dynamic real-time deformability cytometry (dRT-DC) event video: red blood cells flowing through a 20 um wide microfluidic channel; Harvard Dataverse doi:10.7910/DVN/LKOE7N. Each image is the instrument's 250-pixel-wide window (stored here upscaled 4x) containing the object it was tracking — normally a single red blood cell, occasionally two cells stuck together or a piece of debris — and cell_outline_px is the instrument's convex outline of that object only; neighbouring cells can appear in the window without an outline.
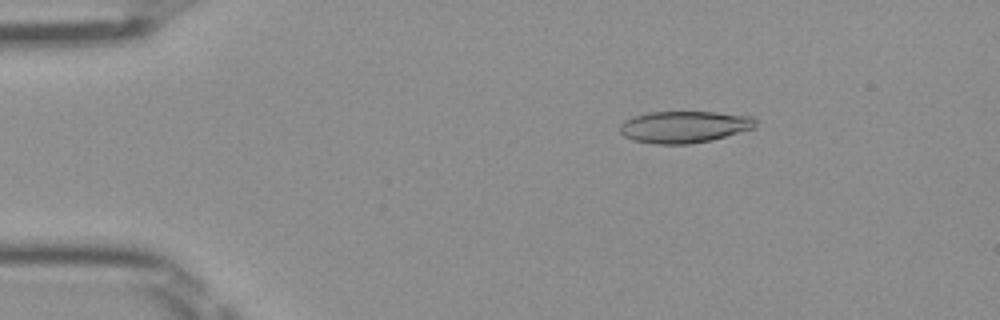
{"species": "Egyptian fruit bat (a non-hibernating species)", "species_latin": "Rousettus aegyptiacus", "temperature_condition": "room temperature", "stored_images_in_passage": 50, "camera_frame_rate_fps": 3000, "um_per_image_px": 0.085, "frame": {"image": 1, "passage_image": 8, "time_ms": 2.333, "image_size_px": [1000, 320], "cell_outline_px": [[756, 128], [712, 140], [688, 144], [656, 144], [632, 140], [624, 136], [620, 132], [620, 124], [624, 120], [648, 112], [716, 112], [752, 116], [756, 120]], "centroid_in_image_um": [58.18, 10.78], "position_along_channel_um": 26.8, "area_um2": 25.26}}
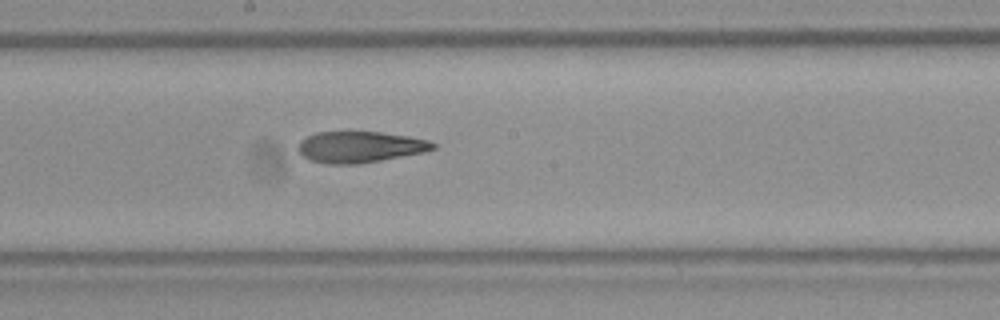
{"frame": {"image": 2, "passage_image": 27, "time_ms": 8.667, "image_size_px": [1000, 320], "cell_outline_px": [[436, 148], [424, 152], [380, 160], [356, 164], [328, 164], [308, 160], [296, 148], [300, 140], [316, 132], [380, 132], [408, 136], [428, 140], [436, 144]], "centroid_in_image_um": [30.57, 12.49], "position_along_channel_um": 217.6, "area_um2": 24.45}}
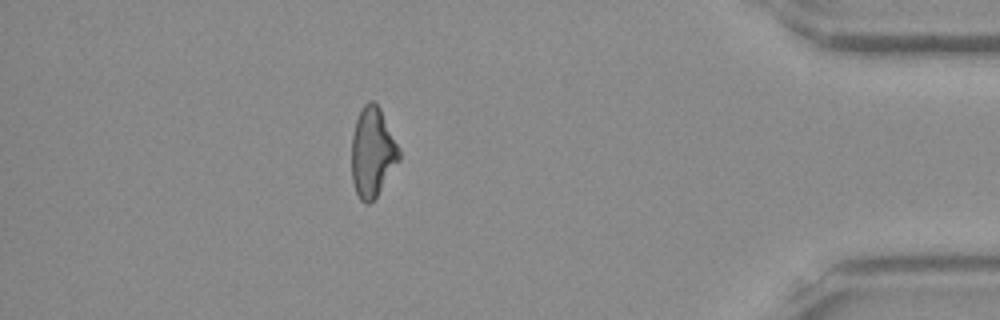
{"frame": {"image": 3, "passage_image": 44, "time_ms": 14.333, "image_size_px": [1000, 320], "cell_outline_px": [[400, 160], [376, 196], [368, 204], [364, 204], [360, 200], [356, 192], [352, 180], [352, 136], [356, 120], [360, 108], [368, 100], [372, 100], [380, 108], [400, 148]], "centroid_in_image_um": [31.66, 12.92], "position_along_channel_um": 403.5, "area_um2": 24.8}, "authors_computed_cell_mechanics": {"area_um2": 25.432, "velocity_mm_per_s": 4.0456, "shape_relaxation_time_tau1_ms": null, "shape_relaxation_time_tau2_ms": 3.7571, "deformation_change_tau1": null, "deformation_change_tau2": 0.1444}}